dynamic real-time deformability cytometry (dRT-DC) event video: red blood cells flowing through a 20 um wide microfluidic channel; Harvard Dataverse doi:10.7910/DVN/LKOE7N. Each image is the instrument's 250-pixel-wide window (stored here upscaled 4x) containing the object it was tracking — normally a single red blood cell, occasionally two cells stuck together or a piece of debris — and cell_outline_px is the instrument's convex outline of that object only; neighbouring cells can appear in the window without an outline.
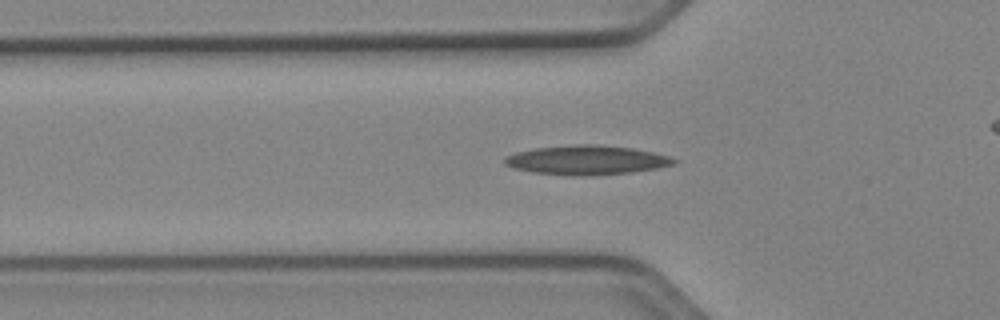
{"species": "Egyptian fruit bat (a non-hibernating species)", "species_latin": "Rousettus aegyptiacus", "temperature_condition": "cold", "stored_images_in_passage": 43, "camera_frame_rate_fps": 3000, "um_per_image_px": 0.085, "animal": {"sex": "female"}, "frame": {"image": 1, "passage_image": 8, "time_ms": 2.333, "image_size_px": [1000, 320], "cell_outline_px": [[680, 160], [676, 164], [656, 168], [632, 172], [588, 176], [568, 176], [532, 172], [516, 168], [504, 164], [504, 156], [516, 152], [536, 148], [572, 144], [600, 144], [632, 148], [652, 152], [668, 156]], "centroid_in_image_um": [49.87, 13.6], "position_along_channel_um": 75.9, "area_um2": 29.13}}
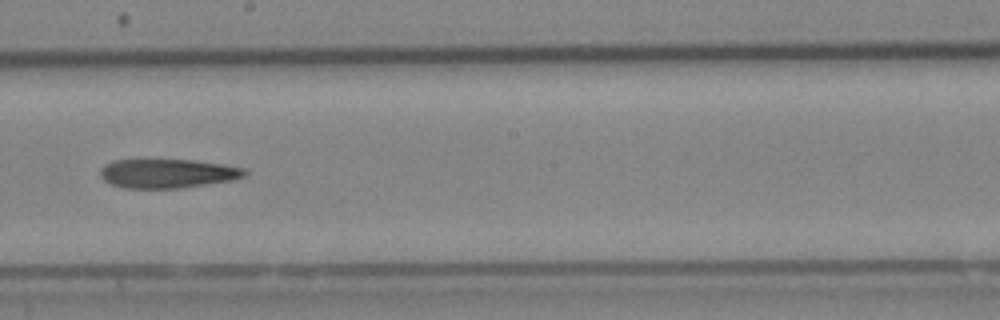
{"frame": {"image": 2, "passage_image": 20, "time_ms": 6.333, "image_size_px": [1000, 320], "cell_outline_px": [[248, 172], [244, 176], [232, 180], [180, 188], [124, 188], [112, 184], [104, 180], [100, 176], [100, 168], [104, 164], [112, 160], [192, 160], [224, 164], [248, 168]], "centroid_in_image_um": [14.25, 14.74], "position_along_channel_um": 233.9, "area_um2": 24.57}}
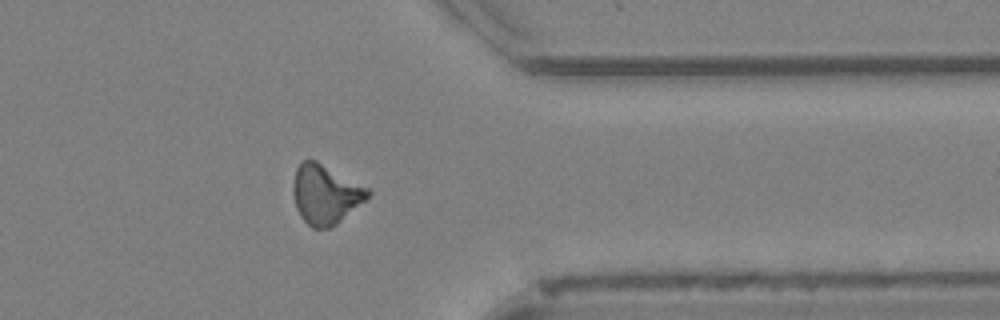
{"frame": {"image": 3, "passage_image": 32, "time_ms": 10.333, "image_size_px": [1000, 320], "cell_outline_px": [[372, 192], [364, 200], [336, 224], [328, 228], [312, 228], [300, 216], [296, 208], [292, 192], [292, 188], [296, 168], [304, 160], [316, 160], [368, 188]], "centroid_in_image_um": [27.62, 16.51], "position_along_channel_um": 383.8, "area_um2": 25.43}}